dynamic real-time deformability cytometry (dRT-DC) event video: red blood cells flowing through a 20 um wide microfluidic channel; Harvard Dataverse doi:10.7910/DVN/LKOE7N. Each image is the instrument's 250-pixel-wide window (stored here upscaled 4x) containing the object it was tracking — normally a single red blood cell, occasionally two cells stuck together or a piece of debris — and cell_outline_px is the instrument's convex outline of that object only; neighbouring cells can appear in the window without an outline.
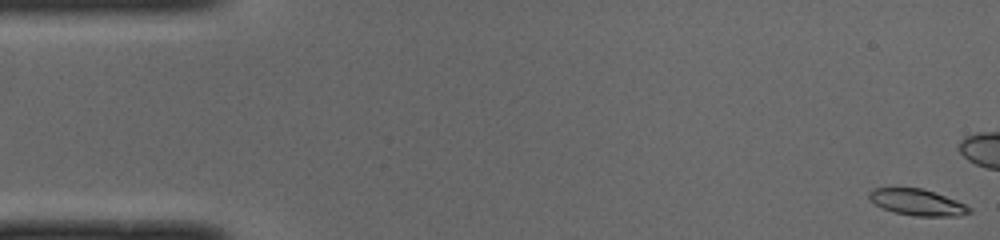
{"species": "common noctule bat (a hibernating species)", "species_latin": "Nyctalus noctula", "temperature_condition": "cold", "stored_images_in_passage": 51, "camera_frame_rate_fps": 3000, "um_per_image_px": 0.085, "animal": {"sex": "male", "body_mass_g": 19.0, "forearm_length_mm": 50.8}, "frame": {"image": 1, "passage_image": 1, "time_ms": 0.0, "image_size_px": [1000, 240], "cell_outline_px": [[972, 212], [960, 216], [916, 216], [896, 212], [884, 208], [868, 200], [868, 192], [876, 188], [920, 188], [956, 200], [972, 208]], "centroid_in_image_um": [77.98, 17.2], "position_along_channel_um": 7.0, "area_um2": 15.14}}
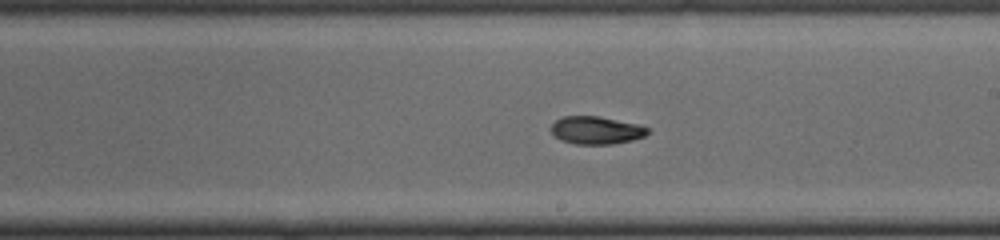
{"frame": {"image": 2, "passage_image": 28, "time_ms": 9.0, "image_size_px": [1000, 240], "cell_outline_px": [[648, 132], [644, 136], [632, 140], [612, 144], [576, 144], [560, 140], [552, 132], [552, 124], [556, 120], [564, 116], [600, 116], [640, 124], [648, 128]], "centroid_in_image_um": [50.7, 11.06], "position_along_channel_um": 238.3, "area_um2": 15.61}}
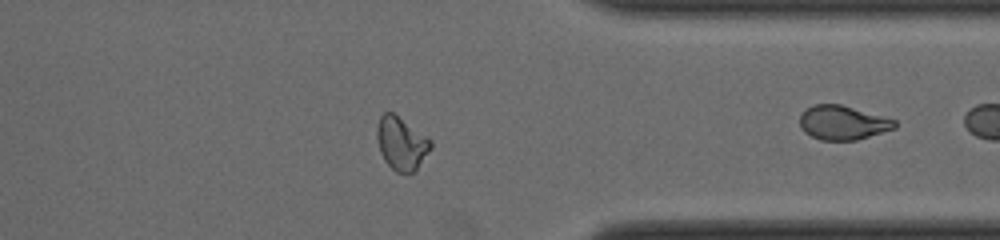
{"frame": {"image": 3, "passage_image": 39, "time_ms": 12.667, "image_size_px": [1000, 240], "cell_outline_px": [[432, 148], [416, 168], [412, 172], [396, 172], [384, 160], [380, 152], [376, 136], [376, 128], [380, 116], [384, 112], [392, 112], [432, 140]], "centroid_in_image_um": [34.1, 12.17], "position_along_channel_um": 377.3, "area_um2": 16.42}, "authors_computed_cell_mechanics": {"area_um2": 16.2418, "velocity_mm_per_s": 4.0147, "shape_relaxation_time_tau1_ms": 2.0147, "shape_relaxation_time_tau2_ms": 6.5021, "deformation_change_tau1": 0.1226, "deformation_change_tau2": 0.0882}}